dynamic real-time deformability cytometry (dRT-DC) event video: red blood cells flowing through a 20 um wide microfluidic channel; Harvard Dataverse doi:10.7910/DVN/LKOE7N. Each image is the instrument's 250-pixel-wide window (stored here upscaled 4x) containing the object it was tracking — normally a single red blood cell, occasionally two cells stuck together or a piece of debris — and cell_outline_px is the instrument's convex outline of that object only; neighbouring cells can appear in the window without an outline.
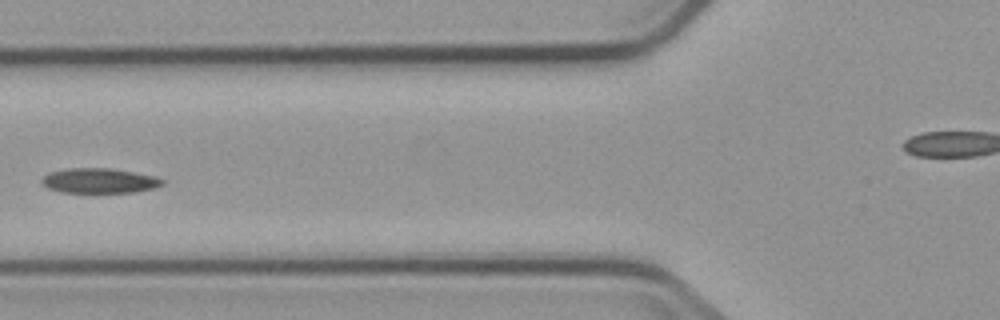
{"species": "common noctule bat (a hibernating species)", "species_latin": "Nyctalus noctula", "temperature_condition": "cold", "stored_images_in_passage": 7, "camera_frame_rate_fps": 3000, "um_per_image_px": 0.085, "animal": {"sex": "male", "body_mass_g": 23.1, "forearm_length_mm": 52.7}, "frame": {"image": 1, "passage_image": 5, "time_ms": 5.0, "image_size_px": [1000, 320], "cell_outline_px": [[164, 184], [156, 188], [132, 192], [60, 192], [48, 188], [40, 180], [48, 172], [68, 168], [112, 168], [152, 176], [164, 180]], "centroid_in_image_um": [8.42, 15.35], "position_along_channel_um": 117.4, "area_um2": 17.4}}
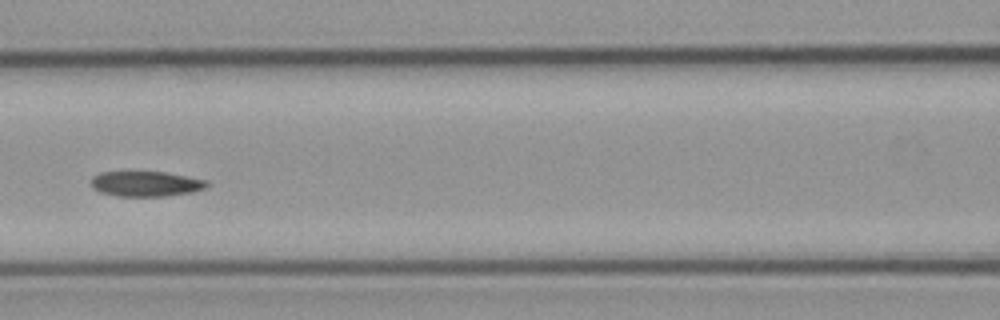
{"frame": {"image": 2, "passage_image": 6, "time_ms": 6.0, "image_size_px": [1000, 320], "cell_outline_px": [[212, 184], [208, 188], [192, 192], [164, 196], [116, 196], [100, 192], [92, 188], [92, 176], [100, 172], [164, 172], [208, 180]], "centroid_in_image_um": [12.45, 15.63], "position_along_channel_um": 154.2, "area_um2": 17.17}}